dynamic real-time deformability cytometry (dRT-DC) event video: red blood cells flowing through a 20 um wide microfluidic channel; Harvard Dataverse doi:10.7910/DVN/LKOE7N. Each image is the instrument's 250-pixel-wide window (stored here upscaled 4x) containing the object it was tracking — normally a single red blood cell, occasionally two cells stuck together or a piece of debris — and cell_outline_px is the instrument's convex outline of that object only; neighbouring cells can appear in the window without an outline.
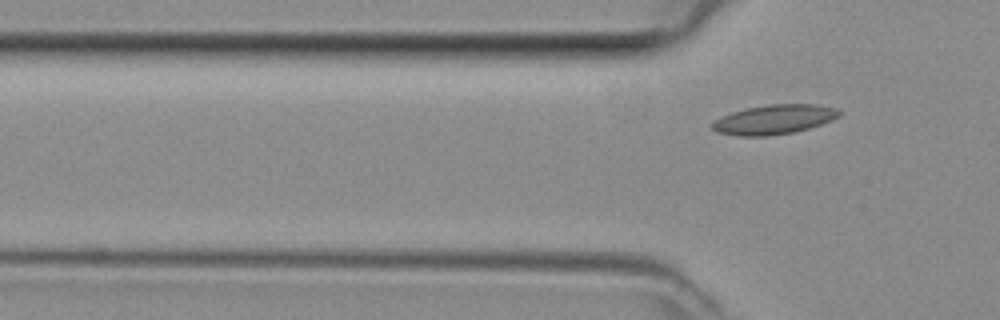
{"species": "common noctule bat (a hibernating species)", "species_latin": "Nyctalus noctula", "temperature_condition": "room temperature", "stored_images_in_passage": 4, "camera_frame_rate_fps": 3000, "um_per_image_px": 0.085, "animal": {"sex": "female", "body_mass_g": 29.2, "forearm_length_mm": 56.3}, "frame": {"image": 1, "passage_image": 4, "time_ms": 1.0, "image_size_px": [1000, 320], "cell_outline_px": [[844, 112], [840, 116], [832, 120], [808, 128], [792, 132], [768, 136], [740, 136], [716, 132], [712, 128], [712, 120], [720, 116], [744, 108], [768, 104], [816, 104], [836, 108]], "centroid_in_image_um": [65.78, 10.14], "position_along_channel_um": 60.0, "area_um2": 22.02}}